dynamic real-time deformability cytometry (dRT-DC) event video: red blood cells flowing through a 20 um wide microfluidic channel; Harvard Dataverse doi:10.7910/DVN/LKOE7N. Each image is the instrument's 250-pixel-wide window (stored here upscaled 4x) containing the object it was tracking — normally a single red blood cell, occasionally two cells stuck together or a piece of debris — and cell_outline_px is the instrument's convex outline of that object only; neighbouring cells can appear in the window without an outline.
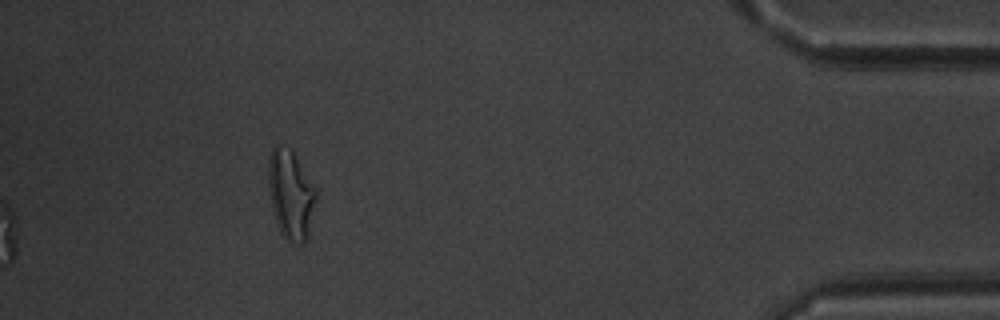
{"species": "common noctule bat (a hibernating species)", "species_latin": "Nyctalus noctula", "temperature_condition": "warm", "stored_images_in_passage": 31, "segment_of_instrument_passage": [2, 2], "camera_frame_rate_fps": 3000, "um_per_image_px": 0.085, "animal": {"sex": "male", "body_mass_g": 20.1, "forearm_length_mm": 53.5}, "frame": {"image": 1, "passage_image": 31, "time_ms": 10.0, "image_size_px": [1000, 320], "cell_outline_px": [[316, 200], [308, 236], [304, 244], [300, 244], [288, 240], [280, 232], [272, 208], [268, 188], [268, 160], [272, 148], [276, 144], [288, 148], [292, 152], [316, 188]], "centroid_in_image_um": [24.7, 16.54], "position_along_channel_um": 410.5, "area_um2": 24.51}}